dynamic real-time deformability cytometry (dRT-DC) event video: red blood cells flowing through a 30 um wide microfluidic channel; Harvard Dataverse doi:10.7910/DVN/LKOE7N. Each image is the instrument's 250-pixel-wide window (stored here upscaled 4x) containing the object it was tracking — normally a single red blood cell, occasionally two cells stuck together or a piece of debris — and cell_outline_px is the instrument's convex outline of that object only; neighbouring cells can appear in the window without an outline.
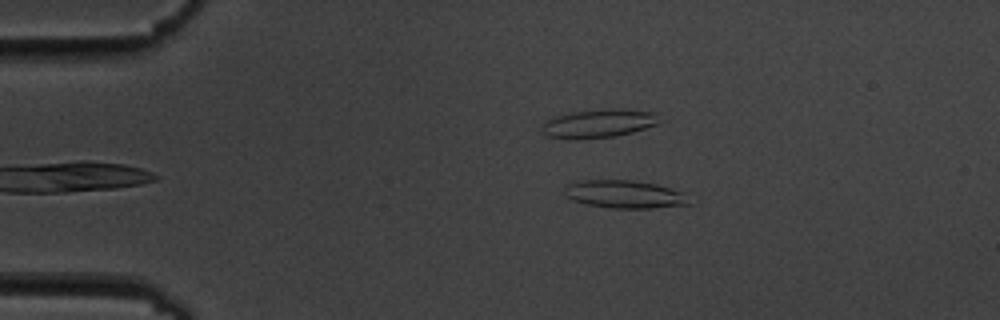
{"species": "common noctule bat (a hibernating species)", "species_latin": "Nyctalus noctula", "temperature_condition": "cold", "stored_images_in_passage": 54, "camera_frame_rate_fps": 3000, "um_per_image_px": 0.085, "animal": {"sex": "male", "body_mass_g": 19.5, "forearm_length_mm": 54.6}, "frame": {"image": 1, "passage_image": 10, "time_ms": 3.0, "image_size_px": [1000, 320], "cell_outline_px": [[692, 204], [652, 208], [608, 208], [584, 204], [572, 200], [564, 196], [564, 188], [568, 184], [584, 180], [632, 180], [656, 184], [684, 192]], "centroid_in_image_um": [53.07, 16.52], "position_along_channel_um": 31.9, "area_um2": 20.46}}